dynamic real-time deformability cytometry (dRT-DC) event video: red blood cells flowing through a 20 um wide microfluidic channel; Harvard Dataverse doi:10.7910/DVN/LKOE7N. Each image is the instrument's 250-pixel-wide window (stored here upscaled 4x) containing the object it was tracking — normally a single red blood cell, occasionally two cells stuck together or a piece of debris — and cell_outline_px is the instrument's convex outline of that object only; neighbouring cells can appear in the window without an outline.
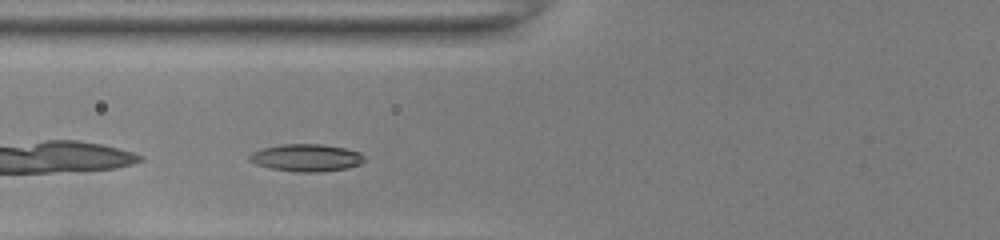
{"species": "common noctule bat (a hibernating species)", "species_latin": "Nyctalus noctula", "temperature_condition": "room temperature", "stored_images_in_passage": 33, "camera_frame_rate_fps": 3000, "um_per_image_px": 0.085, "animal": {"sex": "female", "body_mass_g": 22.0, "forearm_length_mm": 56.7}, "frame": {"image": 1, "passage_image": 3, "time_ms": 0.667, "image_size_px": [1000, 240], "cell_outline_px": [[364, 160], [360, 164], [348, 168], [320, 172], [296, 172], [272, 168], [256, 164], [248, 160], [248, 156], [252, 152], [264, 148], [284, 144], [324, 144], [344, 148], [360, 152], [364, 156]], "centroid_in_image_um": [26.05, 13.41], "position_along_channel_um": 99.7, "area_um2": 18.26}}
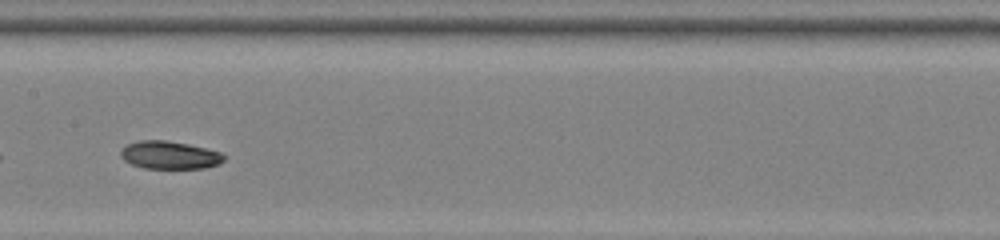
{"frame": {"image": 2, "passage_image": 10, "time_ms": 3.0, "image_size_px": [1000, 240], "cell_outline_px": [[228, 156], [220, 164], [204, 168], [144, 168], [132, 164], [124, 160], [120, 156], [120, 152], [128, 144], [140, 140], [164, 140], [188, 144], [220, 152]], "centroid_in_image_um": [14.45, 13.18], "position_along_channel_um": 193.0, "area_um2": 16.7}}
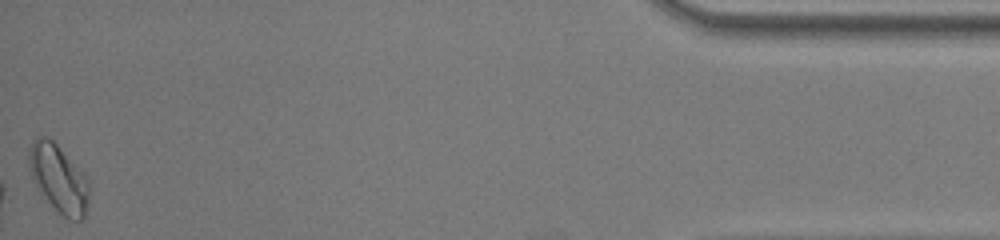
{"frame": {"image": 3, "passage_image": 33, "time_ms": 10.667, "image_size_px": [1000, 240], "cell_outline_px": [[92, 188], [84, 216], [80, 220], [68, 220], [36, 188], [32, 180], [28, 168], [28, 148], [36, 136], [44, 136], [52, 140], [56, 144], [88, 180]], "centroid_in_image_um": [4.96, 15.17], "position_along_channel_um": 430.2, "area_um2": 23.64}, "authors_computed_cell_mechanics": {"area_um2": 16.762, "velocity_mm_per_s": 3.9961, "shape_relaxation_time_tau1_ms": null, "shape_relaxation_time_tau2_ms": 3.1152, "deformation_change_tau1": null, "deformation_change_tau2": 0.0768}}